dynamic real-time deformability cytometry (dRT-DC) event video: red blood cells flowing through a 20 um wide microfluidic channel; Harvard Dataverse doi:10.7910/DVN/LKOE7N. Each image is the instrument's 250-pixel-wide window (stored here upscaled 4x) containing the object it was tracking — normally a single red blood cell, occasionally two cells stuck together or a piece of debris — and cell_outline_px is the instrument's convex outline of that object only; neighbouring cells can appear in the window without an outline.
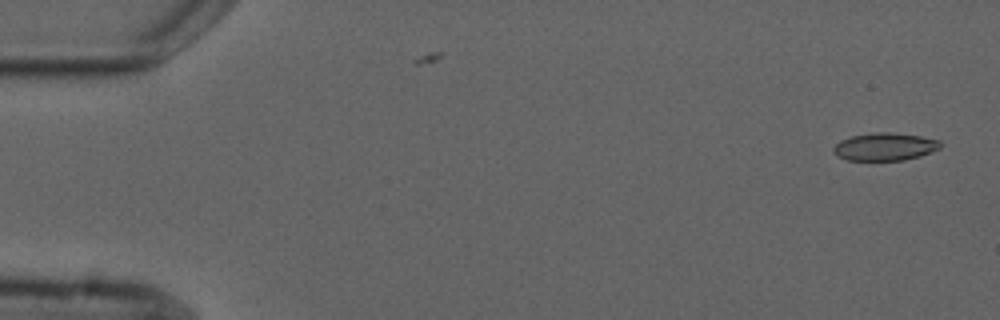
{"species": "common noctule bat (a hibernating species)", "species_latin": "Nyctalus noctula", "temperature_condition": "cold", "stored_images_in_passage": 6, "camera_frame_rate_fps": 3000, "um_per_image_px": 0.085, "animal": {"sex": "male", "forearm_length_mm": 52.5}, "frame": {"image": 1, "passage_image": 1, "time_ms": 0.0, "image_size_px": [1000, 320], "cell_outline_px": [[940, 148], [932, 152], [920, 156], [904, 160], [848, 160], [836, 156], [832, 152], [832, 148], [840, 140], [852, 136], [876, 132], [888, 132], [920, 136], [940, 140]], "centroid_in_image_um": [75.19, 12.47], "position_along_channel_um": 9.8, "area_um2": 17.28}}
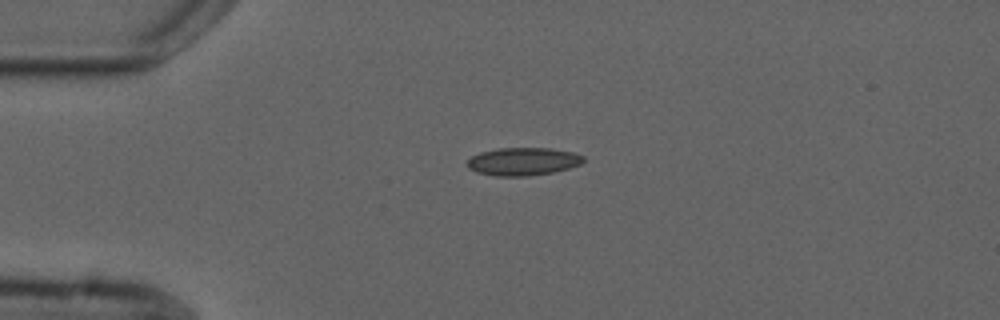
{"frame": {"image": 2, "passage_image": 4, "time_ms": 3.667, "image_size_px": [1000, 320], "cell_outline_px": [[584, 160], [580, 164], [568, 168], [552, 172], [528, 176], [496, 176], [476, 172], [468, 168], [468, 160], [472, 156], [480, 152], [496, 148], [552, 148], [572, 152], [584, 156]], "centroid_in_image_um": [44.44, 13.72], "position_along_channel_um": 40.6, "area_um2": 18.84}}
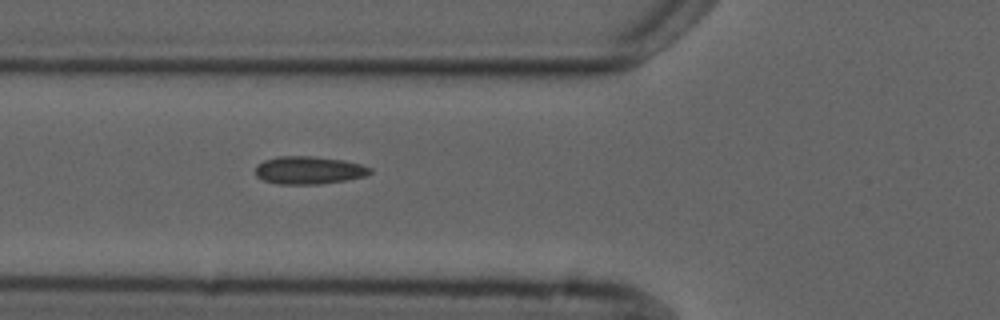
{"frame": {"image": 3, "passage_image": 6, "time_ms": 6.0, "image_size_px": [1000, 320], "cell_outline_px": [[372, 172], [368, 176], [348, 180], [320, 184], [276, 184], [264, 180], [256, 176], [256, 164], [264, 160], [276, 156], [312, 156], [344, 160], [360, 164], [372, 168]], "centroid_in_image_um": [26.27, 14.47], "position_along_channel_um": 99.5, "area_um2": 18.84}}